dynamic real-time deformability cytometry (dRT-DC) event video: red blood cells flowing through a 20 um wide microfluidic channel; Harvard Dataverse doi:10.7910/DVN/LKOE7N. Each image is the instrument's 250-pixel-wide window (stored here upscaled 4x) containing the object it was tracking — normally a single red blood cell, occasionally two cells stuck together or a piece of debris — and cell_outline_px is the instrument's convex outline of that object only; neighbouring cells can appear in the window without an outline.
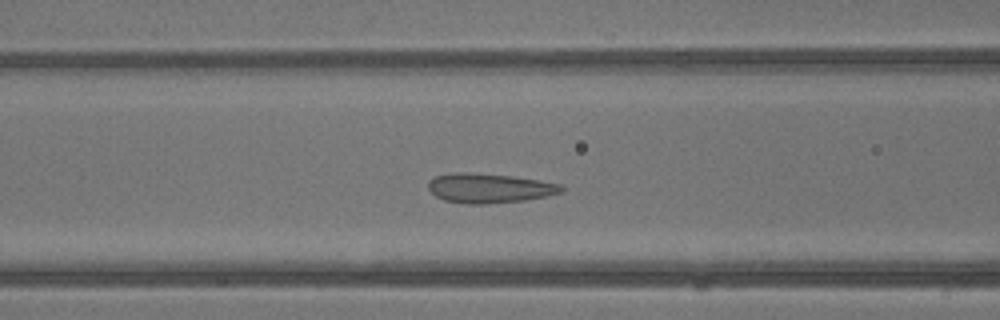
{"species": "common noctule bat (a hibernating species)", "species_latin": "Nyctalus noctula", "temperature_condition": "warm", "stored_images_in_passage": 38, "camera_frame_rate_fps": 3000, "um_per_image_px": 0.085, "animal": {"sex": "male", "body_mass_g": 13.3}, "frame": {"image": 1, "passage_image": 13, "time_ms": 4.0, "image_size_px": [1000, 320], "cell_outline_px": [[564, 192], [548, 196], [524, 200], [484, 204], [468, 204], [444, 200], [436, 196], [428, 188], [428, 180], [436, 176], [452, 172], [456, 172], [512, 176], [540, 180], [560, 184], [564, 188]], "centroid_in_image_um": [41.61, 15.99], "position_along_channel_um": 125.0, "area_um2": 22.83}}
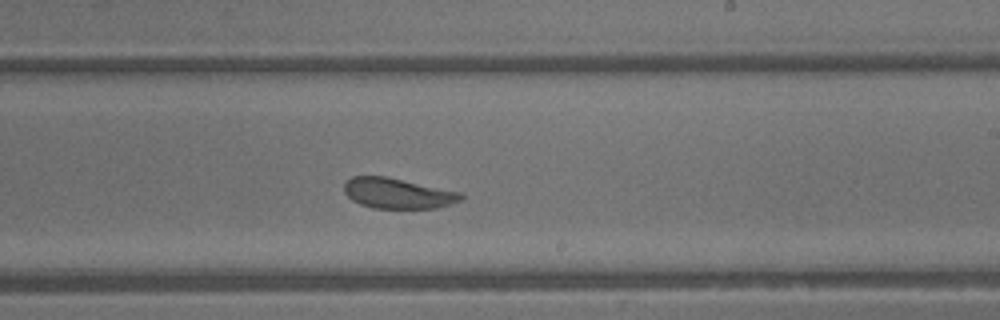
{"frame": {"image": 2, "passage_image": 21, "time_ms": 6.667, "image_size_px": [1000, 320], "cell_outline_px": [[464, 196], [460, 200], [436, 208], [372, 208], [360, 204], [352, 200], [344, 192], [344, 184], [352, 176], [384, 176], [460, 192]], "centroid_in_image_um": [33.76, 16.43], "position_along_channel_um": 255.2, "area_um2": 20.4}}
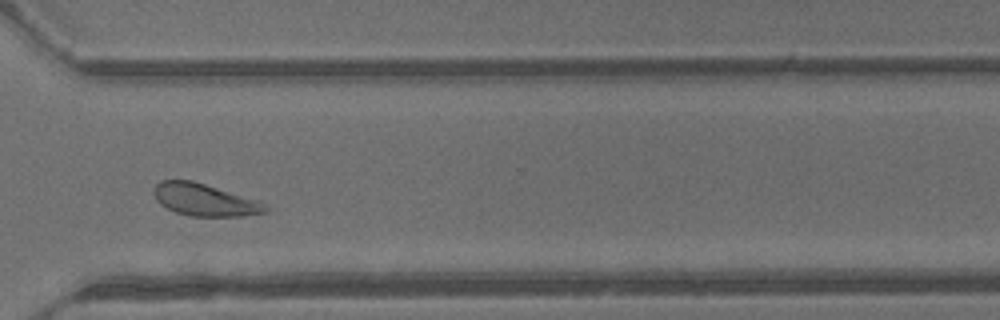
{"frame": {"image": 3, "passage_image": 27, "time_ms": 8.667, "image_size_px": [1000, 320], "cell_outline_px": [[268, 212], [240, 216], [192, 216], [176, 212], [160, 204], [156, 200], [156, 184], [160, 180], [192, 180], [260, 200], [268, 204]], "centroid_in_image_um": [17.47, 16.98], "position_along_channel_um": 353.1, "area_um2": 20.92}, "authors_computed_cell_mechanics": {"area_um2": 22.3108, "velocity_mm_per_s": 4.9077, "shape_relaxation_time_tau1_ms": 3.9204, "shape_relaxation_time_tau2_ms": 0.779, "deformation_change_tau1": 0.1069, "deformation_change_tau2": 0.0639}}